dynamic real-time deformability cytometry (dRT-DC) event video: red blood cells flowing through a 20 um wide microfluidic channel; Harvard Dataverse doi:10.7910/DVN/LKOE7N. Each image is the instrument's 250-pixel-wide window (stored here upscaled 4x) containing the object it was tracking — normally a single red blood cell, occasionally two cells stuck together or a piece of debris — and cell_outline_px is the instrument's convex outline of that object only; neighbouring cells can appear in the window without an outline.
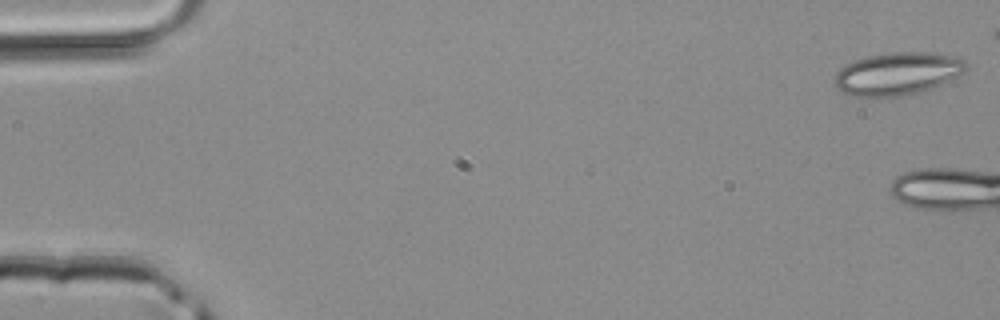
{"species": "common noctule bat (a hibernating species)", "species_latin": "Nyctalus noctula", "temperature_condition": "room temperature", "stored_images_in_passage": 7, "camera_frame_rate_fps": 3000, "um_per_image_px": 0.085, "animal": {"sex": "male", "body_mass_g": 20.4}, "frame": {"image": 1, "passage_image": 1, "time_ms": 0.0, "image_size_px": [1000, 320], "cell_outline_px": [[968, 68], [964, 72], [940, 84], [916, 92], [900, 96], [852, 96], [840, 92], [836, 88], [832, 80], [836, 72], [844, 64], [868, 56], [892, 52], [932, 52], [956, 56], [964, 60], [968, 64]], "centroid_in_image_um": [76.24, 6.24], "position_along_channel_um": 8.8, "area_um2": 32.71}}